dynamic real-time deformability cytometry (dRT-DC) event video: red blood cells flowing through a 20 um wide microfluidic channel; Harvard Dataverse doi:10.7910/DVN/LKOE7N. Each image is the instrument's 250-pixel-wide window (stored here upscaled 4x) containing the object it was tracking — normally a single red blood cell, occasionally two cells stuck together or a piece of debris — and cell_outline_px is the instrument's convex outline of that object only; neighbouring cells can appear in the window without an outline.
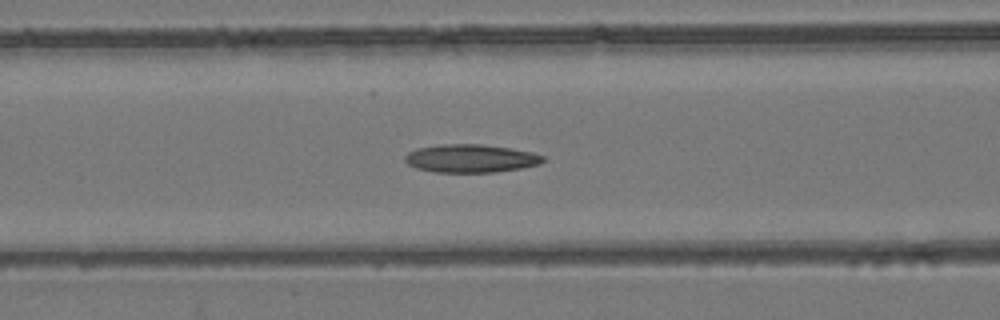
{"species": "common noctule bat (a hibernating species)", "species_latin": "Nyctalus noctula", "temperature_condition": "room temperature", "stored_images_in_passage": 54, "camera_frame_rate_fps": 3000, "um_per_image_px": 0.085, "animal": {"sex": "female", "body_mass_g": 24.6, "forearm_length_mm": 56.2}, "frame": {"image": 1, "passage_image": 22, "time_ms": 7.0, "image_size_px": [1000, 320], "cell_outline_px": [[544, 160], [540, 164], [520, 168], [496, 172], [436, 172], [416, 168], [408, 164], [404, 160], [404, 156], [408, 152], [416, 148], [440, 144], [480, 144], [508, 148], [532, 152], [544, 156]], "centroid_in_image_um": [39.98, 13.46], "position_along_channel_um": 126.6, "area_um2": 22.6}}
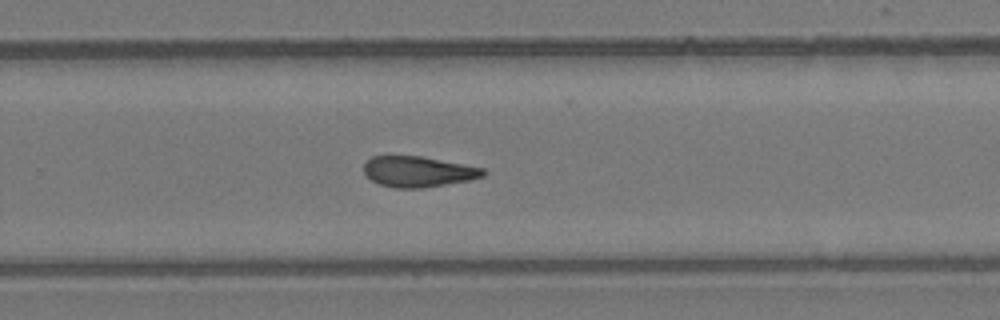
{"frame": {"image": 2, "passage_image": 35, "time_ms": 11.333, "image_size_px": [1000, 320], "cell_outline_px": [[488, 172], [484, 176], [468, 180], [424, 188], [396, 188], [380, 184], [372, 180], [364, 172], [364, 164], [372, 156], [420, 156], [484, 168]], "centroid_in_image_um": [35.56, 14.59], "position_along_channel_um": 294.2, "area_um2": 21.15}}
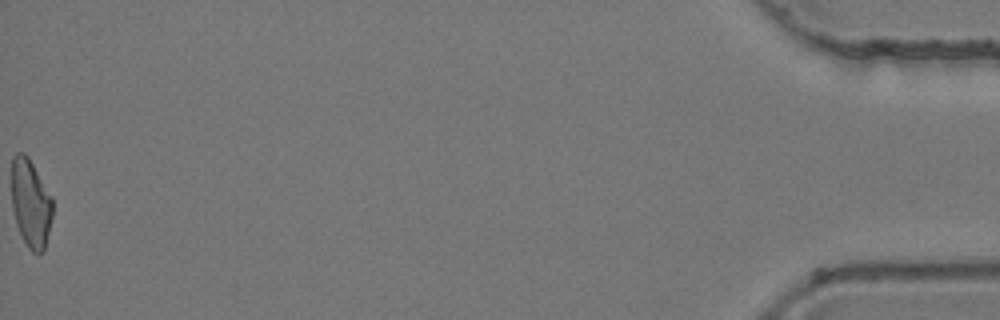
{"frame": {"image": 3, "passage_image": 54, "time_ms": 17.667, "image_size_px": [1000, 320], "cell_outline_px": [[52, 216], [44, 252], [32, 252], [28, 248], [20, 236], [16, 224], [12, 208], [12, 156], [16, 152], [24, 152], [28, 156], [52, 196]], "centroid_in_image_um": [2.6, 17.28], "position_along_channel_um": 432.6, "area_um2": 21.27}, "authors_computed_cell_mechanics": {"area_um2": 22.2819, "velocity_mm_per_s": 3.8907, "shape_relaxation_time_tau1_ms": null, "shape_relaxation_time_tau2_ms": 9.8832, "deformation_change_tau1": null, "deformation_change_tau2": 0.2194}}